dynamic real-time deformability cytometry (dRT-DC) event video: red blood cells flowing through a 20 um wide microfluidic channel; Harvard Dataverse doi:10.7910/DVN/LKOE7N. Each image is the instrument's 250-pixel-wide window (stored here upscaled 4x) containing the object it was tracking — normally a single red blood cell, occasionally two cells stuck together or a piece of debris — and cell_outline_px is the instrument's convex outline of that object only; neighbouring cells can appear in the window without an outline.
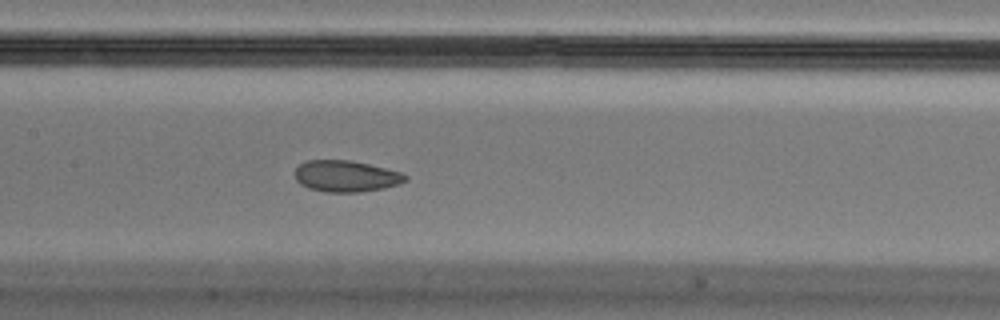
{"species": "Egyptian fruit bat (a non-hibernating species)", "species_latin": "Rousettus aegyptiacus", "temperature_condition": "cold", "stored_images_in_passage": 41, "camera_frame_rate_fps": 3000, "um_per_image_px": 0.085, "animal": {"sex": "male"}, "frame": {"image": 1, "passage_image": 12, "time_ms": 3.667, "image_size_px": [1000, 320], "cell_outline_px": [[408, 180], [400, 184], [384, 188], [360, 192], [324, 192], [308, 188], [300, 184], [296, 180], [296, 168], [300, 164], [308, 160], [352, 160], [400, 172], [408, 176]], "centroid_in_image_um": [29.42, 14.98], "position_along_channel_um": 178.0, "area_um2": 20.23}}